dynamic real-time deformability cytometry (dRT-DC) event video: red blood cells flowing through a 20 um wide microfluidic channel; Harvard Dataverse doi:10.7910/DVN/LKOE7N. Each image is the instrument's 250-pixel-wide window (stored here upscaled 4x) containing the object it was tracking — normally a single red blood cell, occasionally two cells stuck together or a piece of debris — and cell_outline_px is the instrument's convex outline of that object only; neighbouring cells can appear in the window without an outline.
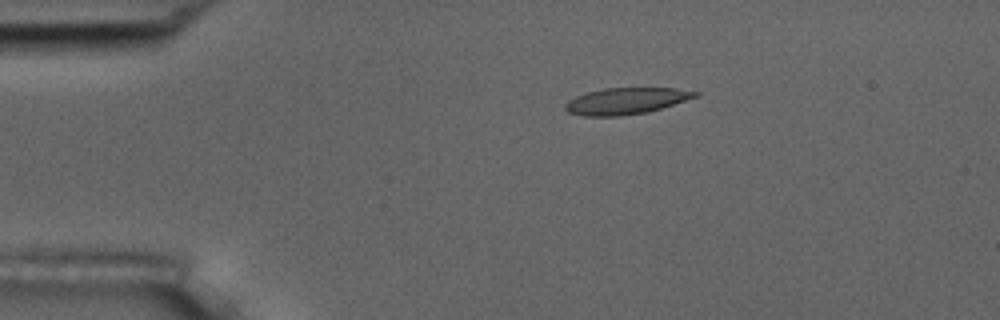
{"species": "common noctule bat (a hibernating species)", "species_latin": "Nyctalus noctula", "temperature_condition": "room temperature", "stored_images_in_passage": 10, "camera_frame_rate_fps": 3000, "um_per_image_px": 0.085, "animal": {"sex": "male", "body_mass_g": 17.5, "forearm_length_mm": 52.3}, "frame": {"image": 1, "passage_image": 4, "time_ms": 3.333, "image_size_px": [1000, 320], "cell_outline_px": [[700, 96], [660, 108], [644, 112], [620, 116], [584, 116], [568, 112], [564, 108], [564, 104], [568, 100], [576, 96], [588, 92], [604, 88], [676, 88], [700, 92]], "centroid_in_image_um": [53.21, 8.57], "position_along_channel_um": 31.8, "area_um2": 19.94}}
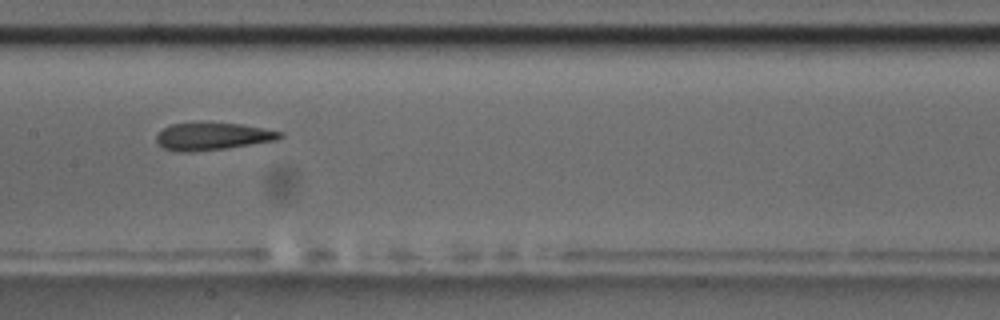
{"frame": {"image": 2, "passage_image": 9, "time_ms": 9.0, "image_size_px": [1000, 320], "cell_outline_px": [[284, 136], [276, 140], [228, 148], [192, 152], [180, 152], [164, 148], [156, 140], [156, 136], [164, 128], [172, 124], [240, 124], [264, 128], [284, 132]], "centroid_in_image_um": [18.12, 11.61], "position_along_channel_um": 189.3, "area_um2": 19.31}}
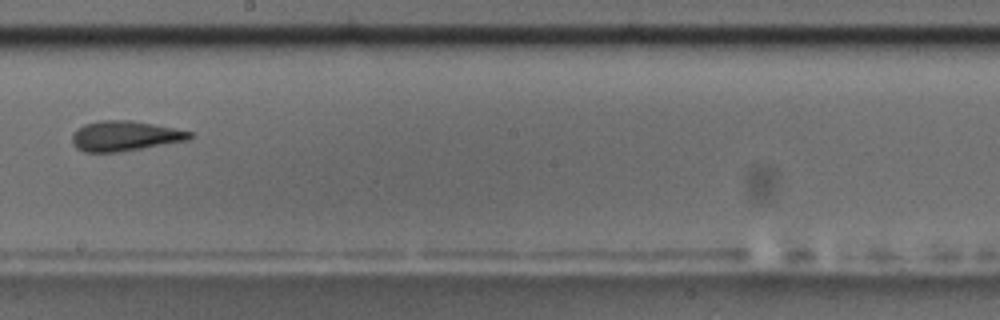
{"frame": {"image": 3, "passage_image": 10, "time_ms": 10.333, "image_size_px": [1000, 320], "cell_outline_px": [[192, 136], [188, 140], [120, 152], [84, 152], [76, 148], [72, 144], [72, 132], [84, 124], [100, 120], [132, 120], [192, 132]], "centroid_in_image_um": [10.55, 11.56], "position_along_channel_um": 237.6, "area_um2": 20.58}}